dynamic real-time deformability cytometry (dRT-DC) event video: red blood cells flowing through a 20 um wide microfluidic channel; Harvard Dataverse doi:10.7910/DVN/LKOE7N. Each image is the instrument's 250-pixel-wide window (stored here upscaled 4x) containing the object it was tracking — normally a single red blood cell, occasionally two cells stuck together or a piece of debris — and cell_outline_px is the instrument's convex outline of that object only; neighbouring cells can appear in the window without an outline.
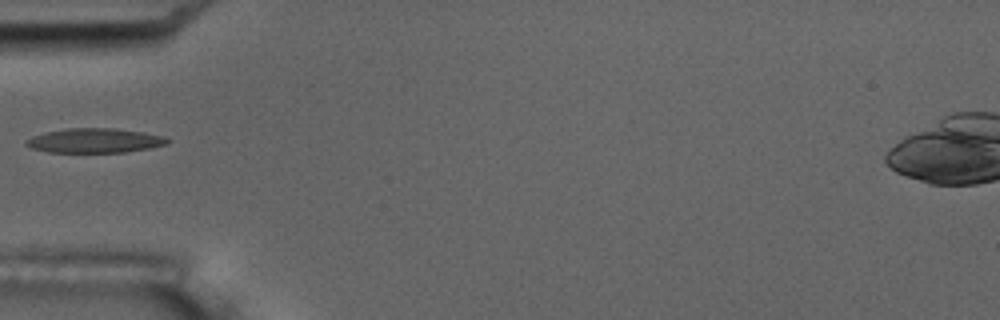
{"species": "common noctule bat (a hibernating species)", "species_latin": "Nyctalus noctula", "temperature_condition": "room temperature", "stored_images_in_passage": 1, "camera_frame_rate_fps": 3000, "um_per_image_px": 0.085, "animal": {"sex": "male", "body_mass_g": 17.5, "forearm_length_mm": 52.3}, "frame": {"image": 1, "passage_image": 1, "time_ms": 0.0, "image_size_px": [1000, 320], "cell_outline_px": [[172, 140], [168, 144], [148, 148], [124, 152], [48, 152], [32, 148], [24, 144], [24, 140], [32, 136], [44, 132], [68, 128], [116, 128], [144, 132], [164, 136]], "centroid_in_image_um": [8.05, 11.94], "position_along_channel_um": 76.9, "area_um2": 20.29}}